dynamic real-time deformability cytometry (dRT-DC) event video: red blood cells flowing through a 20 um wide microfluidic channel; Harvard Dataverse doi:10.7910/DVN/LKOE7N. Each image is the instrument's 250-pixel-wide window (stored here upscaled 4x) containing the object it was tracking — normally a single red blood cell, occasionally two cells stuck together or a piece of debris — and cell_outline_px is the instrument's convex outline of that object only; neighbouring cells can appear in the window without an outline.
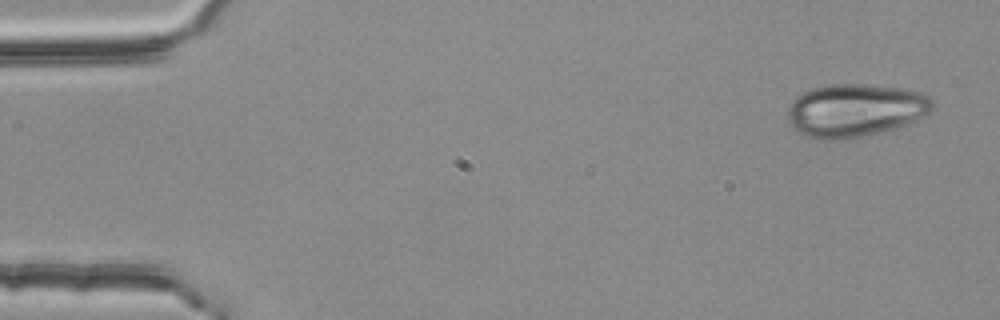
{"species": "common noctule bat (a hibernating species)", "species_latin": "Nyctalus noctula", "temperature_condition": "room temperature", "stored_images_in_passage": 52, "camera_frame_rate_fps": 3000, "um_per_image_px": 0.085, "animal": {"sex": "female", "body_mass_g": 25.1}, "frame": {"image": 1, "passage_image": 1, "time_ms": 0.0, "image_size_px": [1000, 320], "cell_outline_px": [[936, 104], [928, 112], [904, 124], [880, 132], [860, 136], [836, 140], [820, 140], [804, 136], [792, 124], [788, 116], [788, 108], [792, 100], [796, 96], [812, 88], [832, 84], [868, 84], [904, 88], [920, 92], [928, 96]], "centroid_in_image_um": [72.67, 9.35], "position_along_channel_um": 12.3, "area_um2": 44.33}}
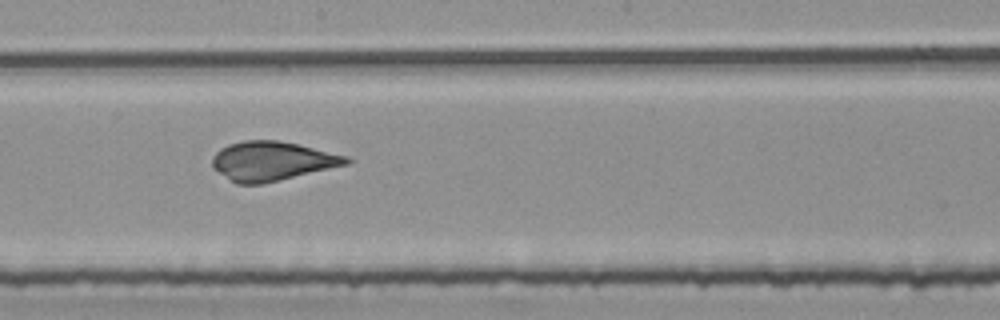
{"frame": {"image": 2, "passage_image": 28, "time_ms": 9.0, "image_size_px": [1000, 320], "cell_outline_px": [[352, 160], [348, 164], [264, 184], [236, 184], [220, 172], [212, 164], [212, 156], [220, 148], [228, 144], [244, 140], [276, 140], [296, 144], [348, 156]], "centroid_in_image_um": [23.12, 13.69], "position_along_channel_um": 225.1, "area_um2": 30.35}}
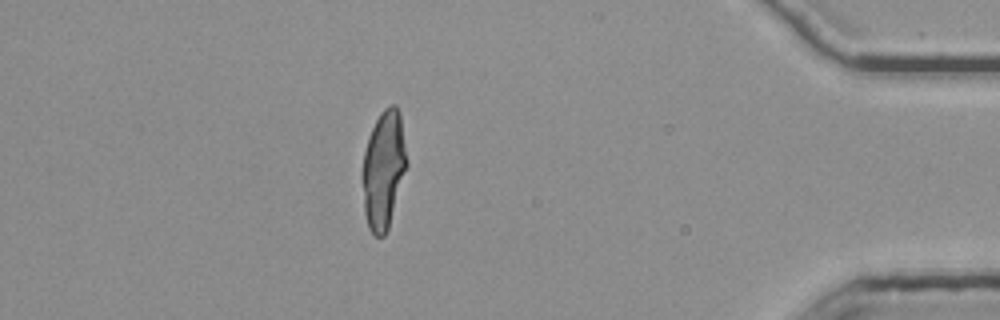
{"frame": {"image": 3, "passage_image": 46, "time_ms": 15.0, "image_size_px": [1000, 320], "cell_outline_px": [[408, 168], [388, 228], [384, 236], [372, 236], [368, 228], [364, 212], [364, 152], [368, 136], [380, 112], [388, 104], [396, 104], [400, 112], [408, 160]], "centroid_in_image_um": [32.65, 14.39], "position_along_channel_um": 402.6, "area_um2": 30.69}}